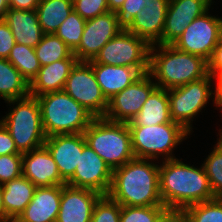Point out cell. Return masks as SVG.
Returning a JSON list of instances; mask_svg holds the SVG:
<instances>
[{
    "label": "cell",
    "instance_id": "obj_5",
    "mask_svg": "<svg viewBox=\"0 0 222 222\" xmlns=\"http://www.w3.org/2000/svg\"><path fill=\"white\" fill-rule=\"evenodd\" d=\"M83 135L86 143L112 170L135 158L127 123L112 122L104 117H97L92 120Z\"/></svg>",
    "mask_w": 222,
    "mask_h": 222
},
{
    "label": "cell",
    "instance_id": "obj_19",
    "mask_svg": "<svg viewBox=\"0 0 222 222\" xmlns=\"http://www.w3.org/2000/svg\"><path fill=\"white\" fill-rule=\"evenodd\" d=\"M170 0H146L145 7L134 17L127 30L146 40L150 45H162V32L165 25Z\"/></svg>",
    "mask_w": 222,
    "mask_h": 222
},
{
    "label": "cell",
    "instance_id": "obj_29",
    "mask_svg": "<svg viewBox=\"0 0 222 222\" xmlns=\"http://www.w3.org/2000/svg\"><path fill=\"white\" fill-rule=\"evenodd\" d=\"M7 60L20 72L29 84L37 76L41 67L35 49L23 44H15Z\"/></svg>",
    "mask_w": 222,
    "mask_h": 222
},
{
    "label": "cell",
    "instance_id": "obj_8",
    "mask_svg": "<svg viewBox=\"0 0 222 222\" xmlns=\"http://www.w3.org/2000/svg\"><path fill=\"white\" fill-rule=\"evenodd\" d=\"M150 48L151 45L143 38L121 30L88 63L134 67L145 74L149 71Z\"/></svg>",
    "mask_w": 222,
    "mask_h": 222
},
{
    "label": "cell",
    "instance_id": "obj_6",
    "mask_svg": "<svg viewBox=\"0 0 222 222\" xmlns=\"http://www.w3.org/2000/svg\"><path fill=\"white\" fill-rule=\"evenodd\" d=\"M5 102L17 104L0 121L9 131L18 151L26 153L43 146L46 134L37 97L28 95Z\"/></svg>",
    "mask_w": 222,
    "mask_h": 222
},
{
    "label": "cell",
    "instance_id": "obj_3",
    "mask_svg": "<svg viewBox=\"0 0 222 222\" xmlns=\"http://www.w3.org/2000/svg\"><path fill=\"white\" fill-rule=\"evenodd\" d=\"M148 73L158 88L168 90L206 77L208 62L173 45L154 44L150 48Z\"/></svg>",
    "mask_w": 222,
    "mask_h": 222
},
{
    "label": "cell",
    "instance_id": "obj_1",
    "mask_svg": "<svg viewBox=\"0 0 222 222\" xmlns=\"http://www.w3.org/2000/svg\"><path fill=\"white\" fill-rule=\"evenodd\" d=\"M181 159H163L159 165V193L167 209L183 210L187 206L214 199L203 168L190 166Z\"/></svg>",
    "mask_w": 222,
    "mask_h": 222
},
{
    "label": "cell",
    "instance_id": "obj_35",
    "mask_svg": "<svg viewBox=\"0 0 222 222\" xmlns=\"http://www.w3.org/2000/svg\"><path fill=\"white\" fill-rule=\"evenodd\" d=\"M22 176V154L0 155V185Z\"/></svg>",
    "mask_w": 222,
    "mask_h": 222
},
{
    "label": "cell",
    "instance_id": "obj_44",
    "mask_svg": "<svg viewBox=\"0 0 222 222\" xmlns=\"http://www.w3.org/2000/svg\"><path fill=\"white\" fill-rule=\"evenodd\" d=\"M125 0H107L108 8L111 12H117L119 8L123 5Z\"/></svg>",
    "mask_w": 222,
    "mask_h": 222
},
{
    "label": "cell",
    "instance_id": "obj_16",
    "mask_svg": "<svg viewBox=\"0 0 222 222\" xmlns=\"http://www.w3.org/2000/svg\"><path fill=\"white\" fill-rule=\"evenodd\" d=\"M86 144L83 133L46 137L44 145L57 164L61 178L67 182L79 164L80 154Z\"/></svg>",
    "mask_w": 222,
    "mask_h": 222
},
{
    "label": "cell",
    "instance_id": "obj_45",
    "mask_svg": "<svg viewBox=\"0 0 222 222\" xmlns=\"http://www.w3.org/2000/svg\"><path fill=\"white\" fill-rule=\"evenodd\" d=\"M9 9L8 0H0V21L5 19L6 12Z\"/></svg>",
    "mask_w": 222,
    "mask_h": 222
},
{
    "label": "cell",
    "instance_id": "obj_33",
    "mask_svg": "<svg viewBox=\"0 0 222 222\" xmlns=\"http://www.w3.org/2000/svg\"><path fill=\"white\" fill-rule=\"evenodd\" d=\"M165 206H121L120 222H155Z\"/></svg>",
    "mask_w": 222,
    "mask_h": 222
},
{
    "label": "cell",
    "instance_id": "obj_38",
    "mask_svg": "<svg viewBox=\"0 0 222 222\" xmlns=\"http://www.w3.org/2000/svg\"><path fill=\"white\" fill-rule=\"evenodd\" d=\"M15 44V38L8 24L4 20L0 21V58L7 59Z\"/></svg>",
    "mask_w": 222,
    "mask_h": 222
},
{
    "label": "cell",
    "instance_id": "obj_21",
    "mask_svg": "<svg viewBox=\"0 0 222 222\" xmlns=\"http://www.w3.org/2000/svg\"><path fill=\"white\" fill-rule=\"evenodd\" d=\"M89 64L93 68L96 81L100 85L102 94L107 101L143 75L134 67L113 66L99 63Z\"/></svg>",
    "mask_w": 222,
    "mask_h": 222
},
{
    "label": "cell",
    "instance_id": "obj_28",
    "mask_svg": "<svg viewBox=\"0 0 222 222\" xmlns=\"http://www.w3.org/2000/svg\"><path fill=\"white\" fill-rule=\"evenodd\" d=\"M34 49L40 66L62 59H77L73 51L55 34H44Z\"/></svg>",
    "mask_w": 222,
    "mask_h": 222
},
{
    "label": "cell",
    "instance_id": "obj_41",
    "mask_svg": "<svg viewBox=\"0 0 222 222\" xmlns=\"http://www.w3.org/2000/svg\"><path fill=\"white\" fill-rule=\"evenodd\" d=\"M155 222H184L182 210L166 209Z\"/></svg>",
    "mask_w": 222,
    "mask_h": 222
},
{
    "label": "cell",
    "instance_id": "obj_22",
    "mask_svg": "<svg viewBox=\"0 0 222 222\" xmlns=\"http://www.w3.org/2000/svg\"><path fill=\"white\" fill-rule=\"evenodd\" d=\"M77 62V59H62L41 66L30 83V95L37 97L64 90L70 71Z\"/></svg>",
    "mask_w": 222,
    "mask_h": 222
},
{
    "label": "cell",
    "instance_id": "obj_23",
    "mask_svg": "<svg viewBox=\"0 0 222 222\" xmlns=\"http://www.w3.org/2000/svg\"><path fill=\"white\" fill-rule=\"evenodd\" d=\"M4 21L8 24L16 44L35 48L42 40L44 32L39 24L36 10L9 8Z\"/></svg>",
    "mask_w": 222,
    "mask_h": 222
},
{
    "label": "cell",
    "instance_id": "obj_2",
    "mask_svg": "<svg viewBox=\"0 0 222 222\" xmlns=\"http://www.w3.org/2000/svg\"><path fill=\"white\" fill-rule=\"evenodd\" d=\"M150 161L134 158L114 169L107 196L121 206H164L159 193V165Z\"/></svg>",
    "mask_w": 222,
    "mask_h": 222
},
{
    "label": "cell",
    "instance_id": "obj_31",
    "mask_svg": "<svg viewBox=\"0 0 222 222\" xmlns=\"http://www.w3.org/2000/svg\"><path fill=\"white\" fill-rule=\"evenodd\" d=\"M213 151L203 163L215 198H222V132Z\"/></svg>",
    "mask_w": 222,
    "mask_h": 222
},
{
    "label": "cell",
    "instance_id": "obj_14",
    "mask_svg": "<svg viewBox=\"0 0 222 222\" xmlns=\"http://www.w3.org/2000/svg\"><path fill=\"white\" fill-rule=\"evenodd\" d=\"M120 31L116 12L109 11L103 15L88 19L86 20L79 46L73 54L78 62L92 61L101 48Z\"/></svg>",
    "mask_w": 222,
    "mask_h": 222
},
{
    "label": "cell",
    "instance_id": "obj_40",
    "mask_svg": "<svg viewBox=\"0 0 222 222\" xmlns=\"http://www.w3.org/2000/svg\"><path fill=\"white\" fill-rule=\"evenodd\" d=\"M208 62V74L222 73V36Z\"/></svg>",
    "mask_w": 222,
    "mask_h": 222
},
{
    "label": "cell",
    "instance_id": "obj_20",
    "mask_svg": "<svg viewBox=\"0 0 222 222\" xmlns=\"http://www.w3.org/2000/svg\"><path fill=\"white\" fill-rule=\"evenodd\" d=\"M62 185L36 187L33 198L15 222H56Z\"/></svg>",
    "mask_w": 222,
    "mask_h": 222
},
{
    "label": "cell",
    "instance_id": "obj_39",
    "mask_svg": "<svg viewBox=\"0 0 222 222\" xmlns=\"http://www.w3.org/2000/svg\"><path fill=\"white\" fill-rule=\"evenodd\" d=\"M22 154L16 148L15 142L7 128L0 121V155Z\"/></svg>",
    "mask_w": 222,
    "mask_h": 222
},
{
    "label": "cell",
    "instance_id": "obj_17",
    "mask_svg": "<svg viewBox=\"0 0 222 222\" xmlns=\"http://www.w3.org/2000/svg\"><path fill=\"white\" fill-rule=\"evenodd\" d=\"M22 175L36 187L66 185L56 162L45 145L22 153Z\"/></svg>",
    "mask_w": 222,
    "mask_h": 222
},
{
    "label": "cell",
    "instance_id": "obj_13",
    "mask_svg": "<svg viewBox=\"0 0 222 222\" xmlns=\"http://www.w3.org/2000/svg\"><path fill=\"white\" fill-rule=\"evenodd\" d=\"M112 175L113 170L110 166L86 143L83 146L74 175L66 184L107 195L111 186Z\"/></svg>",
    "mask_w": 222,
    "mask_h": 222
},
{
    "label": "cell",
    "instance_id": "obj_7",
    "mask_svg": "<svg viewBox=\"0 0 222 222\" xmlns=\"http://www.w3.org/2000/svg\"><path fill=\"white\" fill-rule=\"evenodd\" d=\"M131 132L135 158L155 160L159 155L165 160L174 159L172 151L190 133L180 124L169 122L151 126H128Z\"/></svg>",
    "mask_w": 222,
    "mask_h": 222
},
{
    "label": "cell",
    "instance_id": "obj_27",
    "mask_svg": "<svg viewBox=\"0 0 222 222\" xmlns=\"http://www.w3.org/2000/svg\"><path fill=\"white\" fill-rule=\"evenodd\" d=\"M28 95V81L7 59L0 58V96L3 100L20 99Z\"/></svg>",
    "mask_w": 222,
    "mask_h": 222
},
{
    "label": "cell",
    "instance_id": "obj_32",
    "mask_svg": "<svg viewBox=\"0 0 222 222\" xmlns=\"http://www.w3.org/2000/svg\"><path fill=\"white\" fill-rule=\"evenodd\" d=\"M85 24L86 20L73 9L54 34L74 52L79 46Z\"/></svg>",
    "mask_w": 222,
    "mask_h": 222
},
{
    "label": "cell",
    "instance_id": "obj_43",
    "mask_svg": "<svg viewBox=\"0 0 222 222\" xmlns=\"http://www.w3.org/2000/svg\"><path fill=\"white\" fill-rule=\"evenodd\" d=\"M214 80V78L217 80L216 88L214 89V98L213 102L216 104V106L220 107L222 109V73L218 74H210ZM222 111V110H221Z\"/></svg>",
    "mask_w": 222,
    "mask_h": 222
},
{
    "label": "cell",
    "instance_id": "obj_36",
    "mask_svg": "<svg viewBox=\"0 0 222 222\" xmlns=\"http://www.w3.org/2000/svg\"><path fill=\"white\" fill-rule=\"evenodd\" d=\"M73 9L85 20L109 12L107 0H72Z\"/></svg>",
    "mask_w": 222,
    "mask_h": 222
},
{
    "label": "cell",
    "instance_id": "obj_30",
    "mask_svg": "<svg viewBox=\"0 0 222 222\" xmlns=\"http://www.w3.org/2000/svg\"><path fill=\"white\" fill-rule=\"evenodd\" d=\"M182 212L184 222H222V198L189 205Z\"/></svg>",
    "mask_w": 222,
    "mask_h": 222
},
{
    "label": "cell",
    "instance_id": "obj_37",
    "mask_svg": "<svg viewBox=\"0 0 222 222\" xmlns=\"http://www.w3.org/2000/svg\"><path fill=\"white\" fill-rule=\"evenodd\" d=\"M146 0H125L116 12L118 26L121 30H128L134 21V17L145 7Z\"/></svg>",
    "mask_w": 222,
    "mask_h": 222
},
{
    "label": "cell",
    "instance_id": "obj_4",
    "mask_svg": "<svg viewBox=\"0 0 222 222\" xmlns=\"http://www.w3.org/2000/svg\"><path fill=\"white\" fill-rule=\"evenodd\" d=\"M48 136L83 133L95 118L64 90L37 96Z\"/></svg>",
    "mask_w": 222,
    "mask_h": 222
},
{
    "label": "cell",
    "instance_id": "obj_25",
    "mask_svg": "<svg viewBox=\"0 0 222 222\" xmlns=\"http://www.w3.org/2000/svg\"><path fill=\"white\" fill-rule=\"evenodd\" d=\"M172 122L168 90L156 88L143 104L140 112L128 122V126H151Z\"/></svg>",
    "mask_w": 222,
    "mask_h": 222
},
{
    "label": "cell",
    "instance_id": "obj_9",
    "mask_svg": "<svg viewBox=\"0 0 222 222\" xmlns=\"http://www.w3.org/2000/svg\"><path fill=\"white\" fill-rule=\"evenodd\" d=\"M212 76L168 89L170 116L173 122L180 124L191 133L192 119L207 105L214 94L211 88Z\"/></svg>",
    "mask_w": 222,
    "mask_h": 222
},
{
    "label": "cell",
    "instance_id": "obj_15",
    "mask_svg": "<svg viewBox=\"0 0 222 222\" xmlns=\"http://www.w3.org/2000/svg\"><path fill=\"white\" fill-rule=\"evenodd\" d=\"M211 3L212 0H170L162 32V45H172L195 18L209 10Z\"/></svg>",
    "mask_w": 222,
    "mask_h": 222
},
{
    "label": "cell",
    "instance_id": "obj_12",
    "mask_svg": "<svg viewBox=\"0 0 222 222\" xmlns=\"http://www.w3.org/2000/svg\"><path fill=\"white\" fill-rule=\"evenodd\" d=\"M149 73L143 74L134 83L108 101L104 116L112 122L128 123L140 112L150 94L157 88Z\"/></svg>",
    "mask_w": 222,
    "mask_h": 222
},
{
    "label": "cell",
    "instance_id": "obj_46",
    "mask_svg": "<svg viewBox=\"0 0 222 222\" xmlns=\"http://www.w3.org/2000/svg\"><path fill=\"white\" fill-rule=\"evenodd\" d=\"M0 222H5V209L3 204L2 185H0Z\"/></svg>",
    "mask_w": 222,
    "mask_h": 222
},
{
    "label": "cell",
    "instance_id": "obj_18",
    "mask_svg": "<svg viewBox=\"0 0 222 222\" xmlns=\"http://www.w3.org/2000/svg\"><path fill=\"white\" fill-rule=\"evenodd\" d=\"M101 196L91 189L62 185L56 222H91L94 205Z\"/></svg>",
    "mask_w": 222,
    "mask_h": 222
},
{
    "label": "cell",
    "instance_id": "obj_42",
    "mask_svg": "<svg viewBox=\"0 0 222 222\" xmlns=\"http://www.w3.org/2000/svg\"><path fill=\"white\" fill-rule=\"evenodd\" d=\"M40 0H8L9 8L21 10H36Z\"/></svg>",
    "mask_w": 222,
    "mask_h": 222
},
{
    "label": "cell",
    "instance_id": "obj_10",
    "mask_svg": "<svg viewBox=\"0 0 222 222\" xmlns=\"http://www.w3.org/2000/svg\"><path fill=\"white\" fill-rule=\"evenodd\" d=\"M64 91L95 118L105 116L108 101L102 94L93 68L88 62L75 64L67 78Z\"/></svg>",
    "mask_w": 222,
    "mask_h": 222
},
{
    "label": "cell",
    "instance_id": "obj_24",
    "mask_svg": "<svg viewBox=\"0 0 222 222\" xmlns=\"http://www.w3.org/2000/svg\"><path fill=\"white\" fill-rule=\"evenodd\" d=\"M35 189L23 175L2 185L5 222L17 219L32 200Z\"/></svg>",
    "mask_w": 222,
    "mask_h": 222
},
{
    "label": "cell",
    "instance_id": "obj_11",
    "mask_svg": "<svg viewBox=\"0 0 222 222\" xmlns=\"http://www.w3.org/2000/svg\"><path fill=\"white\" fill-rule=\"evenodd\" d=\"M208 13L207 11L195 18L172 45L208 61L222 36V18Z\"/></svg>",
    "mask_w": 222,
    "mask_h": 222
},
{
    "label": "cell",
    "instance_id": "obj_26",
    "mask_svg": "<svg viewBox=\"0 0 222 222\" xmlns=\"http://www.w3.org/2000/svg\"><path fill=\"white\" fill-rule=\"evenodd\" d=\"M72 10V0H40L36 12L44 34H54Z\"/></svg>",
    "mask_w": 222,
    "mask_h": 222
},
{
    "label": "cell",
    "instance_id": "obj_34",
    "mask_svg": "<svg viewBox=\"0 0 222 222\" xmlns=\"http://www.w3.org/2000/svg\"><path fill=\"white\" fill-rule=\"evenodd\" d=\"M121 205L107 195H102L95 203L91 222H120Z\"/></svg>",
    "mask_w": 222,
    "mask_h": 222
}]
</instances>
